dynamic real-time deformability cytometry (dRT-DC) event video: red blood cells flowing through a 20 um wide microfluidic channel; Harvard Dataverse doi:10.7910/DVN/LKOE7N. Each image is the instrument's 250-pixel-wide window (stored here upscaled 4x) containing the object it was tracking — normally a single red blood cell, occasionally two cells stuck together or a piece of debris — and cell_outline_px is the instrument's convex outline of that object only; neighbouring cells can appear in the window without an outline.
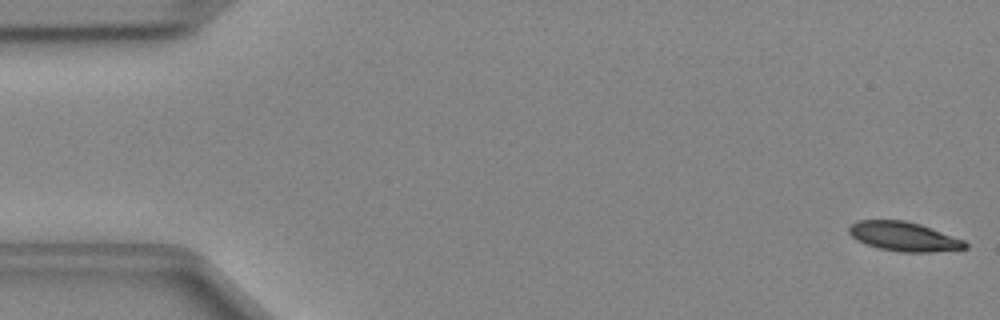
{"species": "Egyptian fruit bat (a non-hibernating species)", "species_latin": "Rousettus aegyptiacus", "temperature_condition": "cold", "stored_images_in_passage": 49, "camera_frame_rate_fps": 3000, "um_per_image_px": 0.085, "animal": {"sex": "female"}, "frame": {"image": 1, "passage_image": 1, "time_ms": 0.0, "image_size_px": [1000, 320], "cell_outline_px": [[968, 248], [932, 252], [900, 252], [876, 248], [852, 236], [848, 232], [848, 228], [856, 220], [904, 220], [920, 224], [964, 240], [968, 244]], "centroid_in_image_um": [76.84, 20.1], "position_along_channel_um": 8.2, "area_um2": 19.71}}
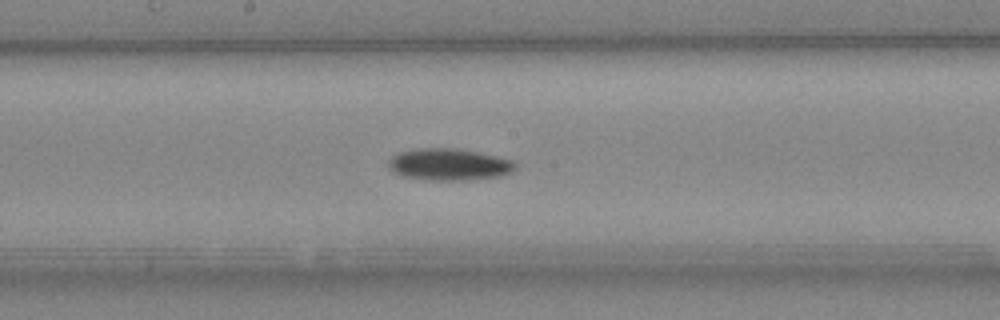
{"frame": {"image": 2, "passage_image": 25, "time_ms": 8.0, "image_size_px": [1000, 320], "cell_outline_px": [[516, 168], [512, 172], [500, 176], [472, 180], [432, 180], [404, 176], [388, 168], [388, 160], [392, 156], [400, 152], [416, 148], [452, 148], [476, 152], [512, 160], [516, 164]], "centroid_in_image_um": [38.17, 13.98], "position_along_channel_um": 210.0, "area_um2": 23.35}}
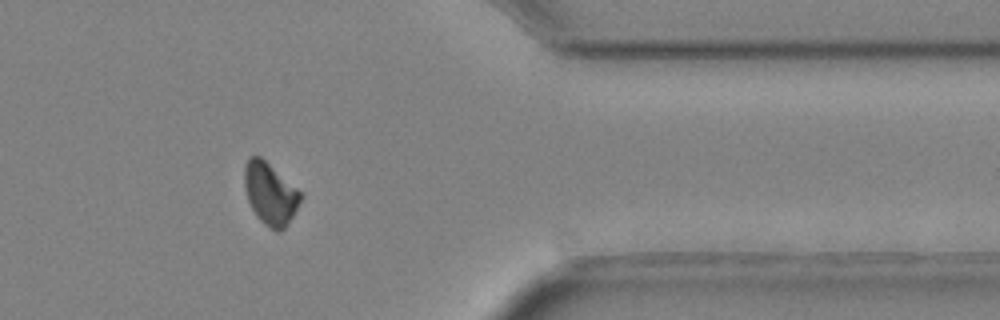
{"frame": {"image": 3, "passage_image": 39, "time_ms": 12.667, "image_size_px": [1000, 320], "cell_outline_px": [[300, 200], [292, 216], [284, 228], [280, 232], [276, 232], [264, 224], [256, 216], [248, 200], [244, 188], [244, 168], [248, 160], [252, 156], [260, 156], [296, 188], [300, 192]], "centroid_in_image_um": [22.93, 16.48], "position_along_channel_um": 388.5, "area_um2": 19.77}}